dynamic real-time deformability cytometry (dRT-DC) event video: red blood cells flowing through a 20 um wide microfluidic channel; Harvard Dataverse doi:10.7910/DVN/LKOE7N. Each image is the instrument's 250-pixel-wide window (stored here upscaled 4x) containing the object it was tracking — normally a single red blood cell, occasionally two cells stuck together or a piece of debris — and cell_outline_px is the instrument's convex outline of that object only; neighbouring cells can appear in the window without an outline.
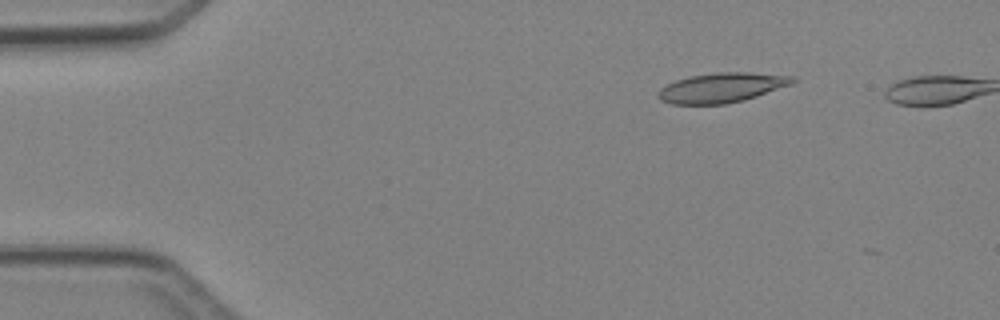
{"species": "Egyptian fruit bat (a non-hibernating species)", "species_latin": "Rousettus aegyptiacus", "temperature_condition": "cold", "stored_images_in_passage": 5, "camera_frame_rate_fps": 3000, "um_per_image_px": 0.085, "animal": {"sex": "female"}, "frame": {"image": 1, "passage_image": 3, "time_ms": 2.0, "image_size_px": [1000, 320], "cell_outline_px": [[796, 80], [792, 84], [744, 100], [724, 104], [672, 104], [660, 100], [656, 96], [656, 92], [660, 88], [676, 80], [688, 76], [716, 72], [748, 72], [792, 76]], "centroid_in_image_um": [61.3, 7.45], "position_along_channel_um": 23.7, "area_um2": 23.29}}